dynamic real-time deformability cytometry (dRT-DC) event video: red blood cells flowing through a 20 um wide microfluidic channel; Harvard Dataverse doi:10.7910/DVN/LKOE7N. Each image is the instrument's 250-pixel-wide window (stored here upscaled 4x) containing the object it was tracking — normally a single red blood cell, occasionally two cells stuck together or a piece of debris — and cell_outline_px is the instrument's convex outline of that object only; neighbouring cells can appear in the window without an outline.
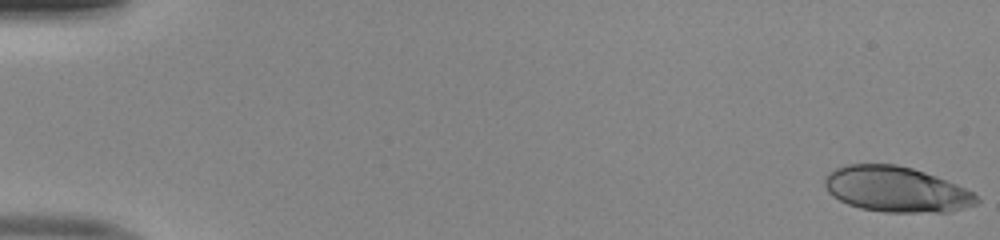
{"species": "human", "species_latin": "Homo sapiens", "temperature_condition": "room temperature", "stored_images_in_passage": 51, "camera_frame_rate_fps": 3000, "um_per_image_px": 0.085, "donor": {"sex": "male"}, "frame": {"image": 1, "passage_image": 1, "time_ms": 0.0, "image_size_px": [1000, 240], "cell_outline_px": [[980, 200], [976, 204], [948, 212], [884, 212], [860, 208], [848, 204], [832, 196], [828, 192], [824, 184], [824, 176], [828, 172], [836, 168], [848, 164], [896, 164], [912, 168], [936, 176], [956, 184], [972, 192]], "centroid_in_image_um": [76.14, 16.09], "position_along_channel_um": 8.9, "area_um2": 40.17}}
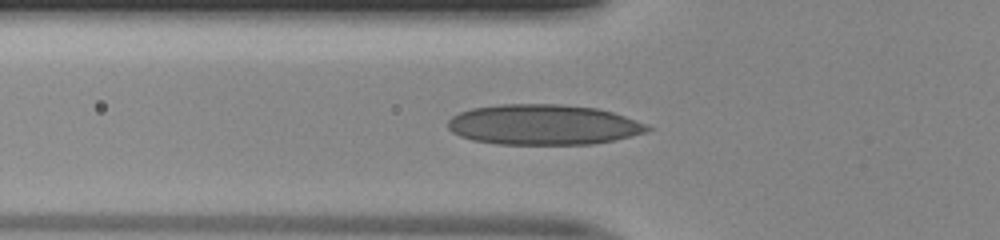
{"frame": {"image": 2, "passage_image": 19, "time_ms": 6.0, "image_size_px": [1000, 240], "cell_outline_px": [[652, 128], [648, 132], [632, 136], [592, 144], [496, 144], [472, 140], [460, 136], [452, 132], [448, 128], [448, 120], [452, 116], [460, 112], [472, 108], [500, 104], [560, 104], [596, 108], [612, 112], [648, 124]], "centroid_in_image_um": [46.18, 10.6], "position_along_channel_um": 79.6, "area_um2": 46.99}}
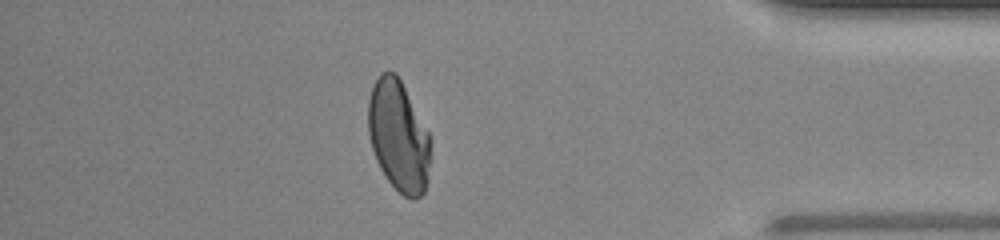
{"frame": {"image": 3, "passage_image": 45, "time_ms": 14.667, "image_size_px": [1000, 240], "cell_outline_px": [[432, 140], [428, 180], [424, 192], [420, 196], [412, 200], [404, 196], [388, 180], [380, 168], [376, 160], [372, 148], [368, 132], [368, 100], [372, 88], [380, 72], [388, 68], [396, 72], [432, 136]], "centroid_in_image_um": [33.9, 11.53], "position_along_channel_um": 401.3, "area_um2": 41.04}, "authors_computed_cell_mechanics": {"area_um2": 41.9628, "velocity_mm_per_s": 4.0577, "shape_relaxation_time_tau1_ms": null, "shape_relaxation_time_tau2_ms": 0.8163, "deformation_change_tau1": null, "deformation_change_tau2": 0.0728}}